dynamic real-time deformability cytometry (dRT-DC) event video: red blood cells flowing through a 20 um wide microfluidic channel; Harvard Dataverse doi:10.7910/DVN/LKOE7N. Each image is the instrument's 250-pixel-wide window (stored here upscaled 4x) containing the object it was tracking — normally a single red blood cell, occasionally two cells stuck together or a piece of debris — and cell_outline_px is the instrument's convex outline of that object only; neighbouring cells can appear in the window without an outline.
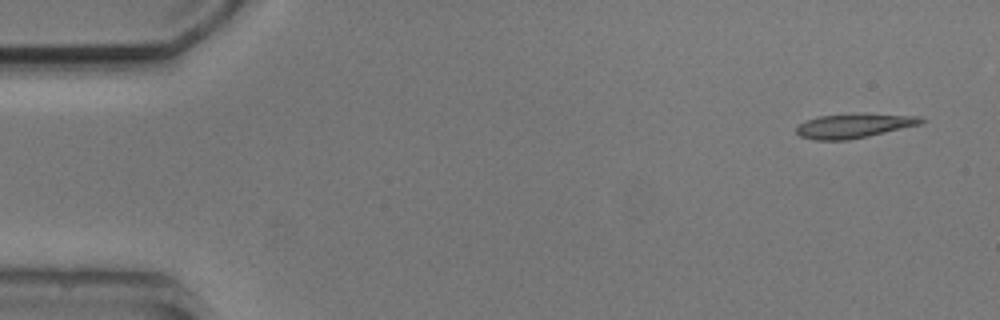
{"species": "common noctule bat (a hibernating species)", "species_latin": "Nyctalus noctula", "temperature_condition": "cold", "stored_images_in_passage": 8, "camera_frame_rate_fps": 3000, "um_per_image_px": 0.085, "animal": {"sex": "male", "body_mass_g": 20.5, "forearm_length_mm": 52.5}, "frame": {"image": 1, "passage_image": 1, "time_ms": 0.0, "image_size_px": [1000, 320], "cell_outline_px": [[924, 120], [920, 124], [868, 136], [848, 140], [816, 140], [800, 136], [796, 132], [796, 128], [800, 124], [808, 120], [820, 116], [920, 116]], "centroid_in_image_um": [72.51, 10.75], "position_along_channel_um": 12.5, "area_um2": 16.36}}
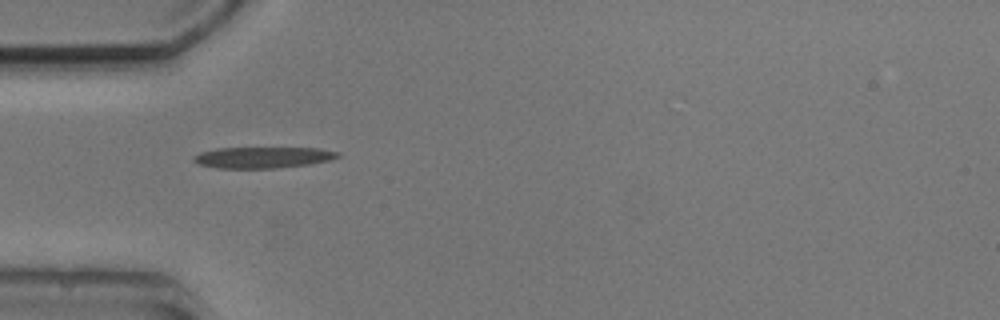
{"frame": {"image": 2, "passage_image": 4, "time_ms": 4.333, "image_size_px": [1000, 320], "cell_outline_px": [[340, 156], [328, 160], [308, 164], [276, 168], [216, 168], [196, 164], [192, 160], [192, 156], [200, 152], [216, 148], [320, 148], [340, 152]], "centroid_in_image_um": [22.28, 13.38], "position_along_channel_um": 62.7, "area_um2": 17.86}}